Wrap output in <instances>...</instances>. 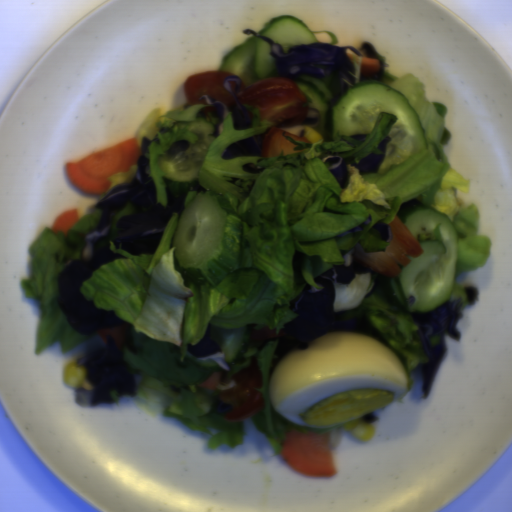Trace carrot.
Masks as SVG:
<instances>
[{"instance_id":"carrot-1","label":"carrot","mask_w":512,"mask_h":512,"mask_svg":"<svg viewBox=\"0 0 512 512\" xmlns=\"http://www.w3.org/2000/svg\"><path fill=\"white\" fill-rule=\"evenodd\" d=\"M142 154L136 137L96 150L80 161L65 163L69 180L86 194H104L112 182L108 176L117 172H129L138 165Z\"/></svg>"},{"instance_id":"carrot-2","label":"carrot","mask_w":512,"mask_h":512,"mask_svg":"<svg viewBox=\"0 0 512 512\" xmlns=\"http://www.w3.org/2000/svg\"><path fill=\"white\" fill-rule=\"evenodd\" d=\"M279 454L290 467L306 475L327 477L336 470L330 430H289Z\"/></svg>"},{"instance_id":"carrot-3","label":"carrot","mask_w":512,"mask_h":512,"mask_svg":"<svg viewBox=\"0 0 512 512\" xmlns=\"http://www.w3.org/2000/svg\"><path fill=\"white\" fill-rule=\"evenodd\" d=\"M283 132H285V136H289L294 141H301L304 143H312L309 139L306 137H299L296 135H293L283 129H281L279 126H275V124L270 128L261 149L260 157L264 158H274L277 156H280L281 151L283 150V156L285 155H291L296 153H301L303 150L301 149H295L297 147V144H293L289 140L285 139L283 136Z\"/></svg>"},{"instance_id":"carrot-4","label":"carrot","mask_w":512,"mask_h":512,"mask_svg":"<svg viewBox=\"0 0 512 512\" xmlns=\"http://www.w3.org/2000/svg\"><path fill=\"white\" fill-rule=\"evenodd\" d=\"M130 327H131V325H128L126 323L109 326V327H105L102 329H98L97 334L99 335V337L105 344H106L108 335L110 337H112L114 340L115 346H116L117 350L119 351L125 342V339H126V336L128 334Z\"/></svg>"},{"instance_id":"carrot-5","label":"carrot","mask_w":512,"mask_h":512,"mask_svg":"<svg viewBox=\"0 0 512 512\" xmlns=\"http://www.w3.org/2000/svg\"><path fill=\"white\" fill-rule=\"evenodd\" d=\"M79 222L78 210H66L55 217L51 226L53 232L61 231L66 237L68 231L71 230Z\"/></svg>"},{"instance_id":"carrot-6","label":"carrot","mask_w":512,"mask_h":512,"mask_svg":"<svg viewBox=\"0 0 512 512\" xmlns=\"http://www.w3.org/2000/svg\"><path fill=\"white\" fill-rule=\"evenodd\" d=\"M381 63L377 58L361 57L360 73L366 77H372L379 74Z\"/></svg>"},{"instance_id":"carrot-7","label":"carrot","mask_w":512,"mask_h":512,"mask_svg":"<svg viewBox=\"0 0 512 512\" xmlns=\"http://www.w3.org/2000/svg\"><path fill=\"white\" fill-rule=\"evenodd\" d=\"M198 387L217 389L218 385L222 384V373L220 370H216L206 379H202L196 383Z\"/></svg>"}]
</instances>
